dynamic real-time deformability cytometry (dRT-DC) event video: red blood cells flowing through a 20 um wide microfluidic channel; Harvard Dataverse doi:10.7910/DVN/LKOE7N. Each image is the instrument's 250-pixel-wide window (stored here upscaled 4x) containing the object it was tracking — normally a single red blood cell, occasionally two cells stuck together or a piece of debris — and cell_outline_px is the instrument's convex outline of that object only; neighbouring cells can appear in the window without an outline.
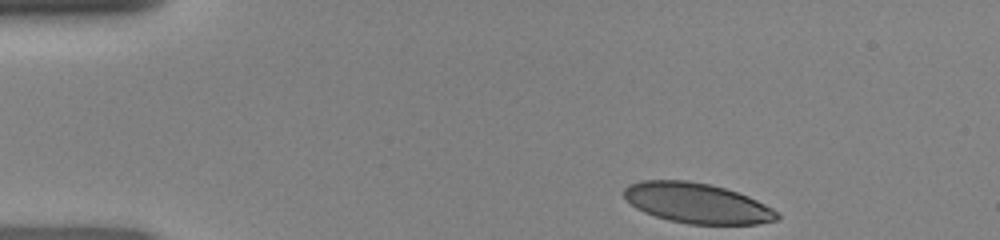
{"species": "human", "species_latin": "Homo sapiens", "temperature_condition": "room temperature", "stored_images_in_passage": 34, "camera_frame_rate_fps": 3000, "um_per_image_px": 0.085, "donor": {"sex": "female"}, "frame": {"image": 1, "passage_image": 1, "time_ms": 0.0, "image_size_px": [1000, 240], "cell_outline_px": [[780, 216], [776, 220], [756, 224], [688, 224], [668, 220], [644, 212], [636, 208], [624, 196], [624, 188], [628, 184], [640, 180], [688, 180], [708, 184], [724, 188], [748, 196], [772, 208]], "centroid_in_image_um": [59.22, 17.26], "position_along_channel_um": 25.8, "area_um2": 35.66}}
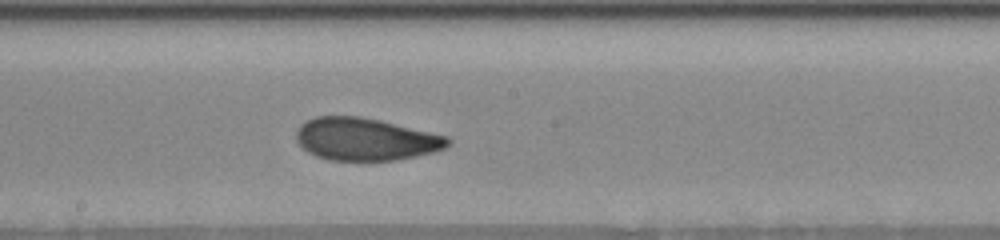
{"frame": {"image": 2, "passage_image": 20, "time_ms": 6.333, "image_size_px": [1000, 240], "cell_outline_px": [[452, 140], [444, 148], [436, 152], [396, 160], [328, 160], [316, 156], [308, 152], [296, 140], [296, 132], [300, 124], [316, 116], [360, 116], [380, 120], [448, 136]], "centroid_in_image_um": [31.08, 11.83], "position_along_channel_um": 217.1, "area_um2": 37.57}}
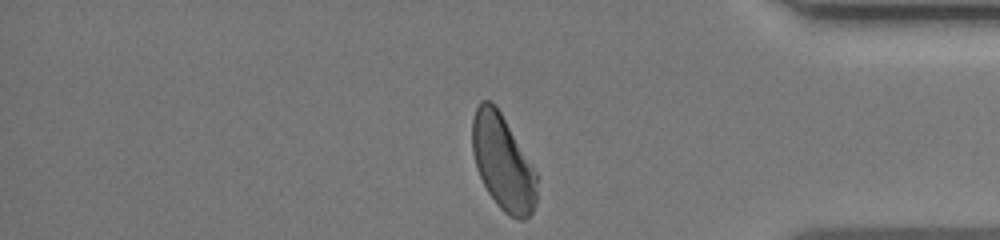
{"frame": {"image": 3, "passage_image": 34, "time_ms": 11.0, "image_size_px": [1000, 240], "cell_outline_px": [[536, 200], [532, 212], [524, 220], [516, 220], [504, 212], [496, 204], [488, 192], [476, 168], [472, 152], [472, 120], [476, 108], [480, 100], [488, 100], [496, 104], [532, 164], [536, 172]], "centroid_in_image_um": [42.73, 13.8], "position_along_channel_um": 392.5, "area_um2": 35.89}}